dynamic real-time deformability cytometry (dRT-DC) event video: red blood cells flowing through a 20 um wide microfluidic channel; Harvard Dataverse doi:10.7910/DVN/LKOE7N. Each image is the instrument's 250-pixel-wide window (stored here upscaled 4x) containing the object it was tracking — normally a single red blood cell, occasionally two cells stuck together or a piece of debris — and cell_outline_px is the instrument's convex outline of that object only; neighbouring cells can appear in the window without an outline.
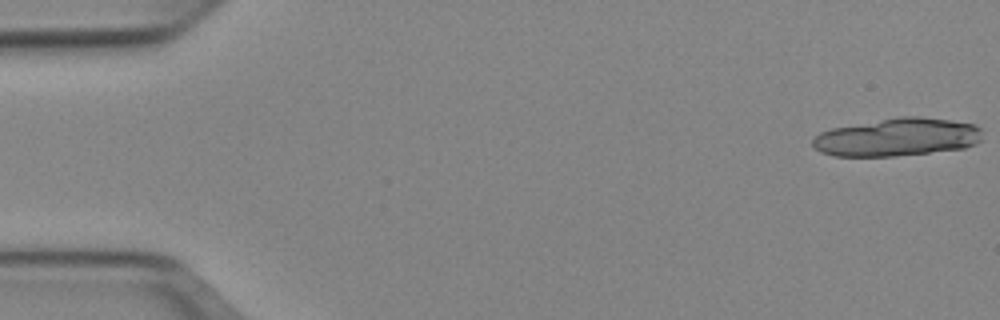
{"species": "Egyptian fruit bat (a non-hibernating species)", "species_latin": "Rousettus aegyptiacus", "temperature_condition": "cold", "stored_images_in_passage": 11, "camera_frame_rate_fps": 3000, "um_per_image_px": 0.085, "animal": {"sex": "female"}, "frame": {"image": 1, "passage_image": 1, "time_ms": 0.0, "image_size_px": [1000, 320], "cell_outline_px": [[980, 140], [976, 144], [964, 148], [896, 156], [832, 156], [820, 152], [812, 144], [812, 140], [820, 132], [832, 128], [900, 116], [920, 116], [976, 124], [980, 128]], "centroid_in_image_um": [76.25, 11.66], "position_along_channel_um": 8.7, "area_um2": 37.45}}